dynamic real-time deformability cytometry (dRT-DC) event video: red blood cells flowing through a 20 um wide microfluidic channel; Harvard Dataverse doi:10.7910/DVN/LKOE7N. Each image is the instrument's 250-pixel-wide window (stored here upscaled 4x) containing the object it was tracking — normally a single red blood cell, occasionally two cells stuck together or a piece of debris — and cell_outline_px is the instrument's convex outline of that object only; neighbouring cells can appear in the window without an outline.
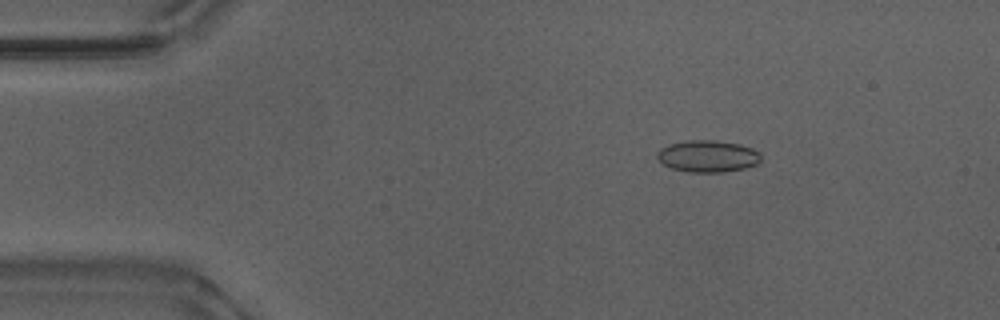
{"species": "Egyptian fruit bat (a non-hibernating species)", "species_latin": "Rousettus aegyptiacus", "temperature_condition": "warm", "stored_images_in_passage": 7, "camera_frame_rate_fps": 3000, "um_per_image_px": 0.085, "animal": {"sex": "male"}, "frame": {"image": 1, "passage_image": 3, "time_ms": 0.667, "image_size_px": [1000, 320], "cell_outline_px": [[760, 160], [756, 164], [744, 168], [724, 172], [688, 172], [672, 168], [664, 164], [656, 156], [656, 152], [660, 148], [668, 144], [688, 140], [716, 140], [740, 144], [752, 148], [760, 156]], "centroid_in_image_um": [60.12, 13.27], "position_along_channel_um": 24.9, "area_um2": 19.19}}